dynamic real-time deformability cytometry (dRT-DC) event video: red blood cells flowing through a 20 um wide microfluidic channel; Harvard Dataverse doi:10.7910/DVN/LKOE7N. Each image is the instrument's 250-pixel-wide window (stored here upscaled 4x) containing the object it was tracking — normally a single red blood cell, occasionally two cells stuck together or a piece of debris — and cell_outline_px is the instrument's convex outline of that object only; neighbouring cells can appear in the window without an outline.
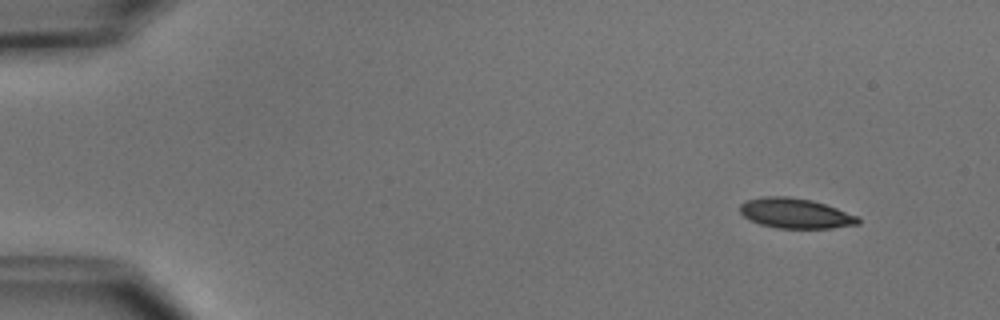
{"species": "common noctule bat (a hibernating species)", "species_latin": "Nyctalus noctula", "temperature_condition": "cold", "stored_images_in_passage": 4, "camera_frame_rate_fps": 3000, "um_per_image_px": 0.085, "animal": {"sex": "male", "body_mass_g": 15.6}, "frame": {"image": 1, "passage_image": 1, "time_ms": 0.0, "image_size_px": [1000, 320], "cell_outline_px": [[860, 224], [832, 228], [776, 228], [760, 224], [744, 216], [740, 212], [740, 204], [744, 200], [764, 196], [788, 196], [812, 200], [860, 216]], "centroid_in_image_um": [67.62, 18.13], "position_along_channel_um": 17.4, "area_um2": 20.81}}
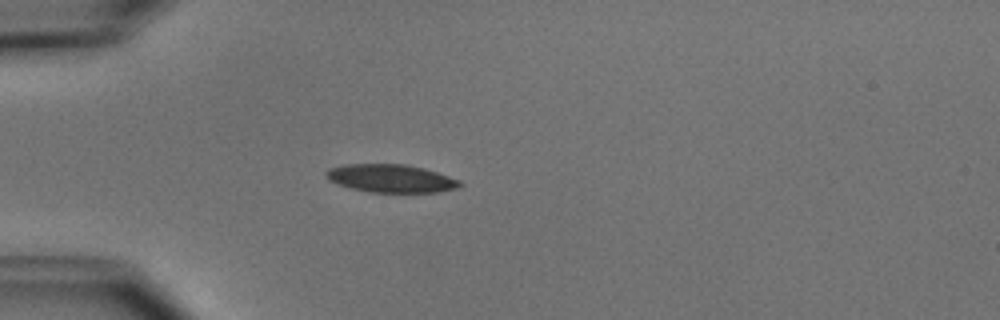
{"frame": {"image": 2, "passage_image": 4, "time_ms": 3.333, "image_size_px": [1000, 320], "cell_outline_px": [[464, 184], [460, 188], [440, 192], [368, 192], [352, 188], [328, 180], [324, 172], [328, 168], [344, 164], [408, 164], [424, 168], [460, 180]], "centroid_in_image_um": [33.26, 15.16], "position_along_channel_um": 51.7, "area_um2": 22.02}}